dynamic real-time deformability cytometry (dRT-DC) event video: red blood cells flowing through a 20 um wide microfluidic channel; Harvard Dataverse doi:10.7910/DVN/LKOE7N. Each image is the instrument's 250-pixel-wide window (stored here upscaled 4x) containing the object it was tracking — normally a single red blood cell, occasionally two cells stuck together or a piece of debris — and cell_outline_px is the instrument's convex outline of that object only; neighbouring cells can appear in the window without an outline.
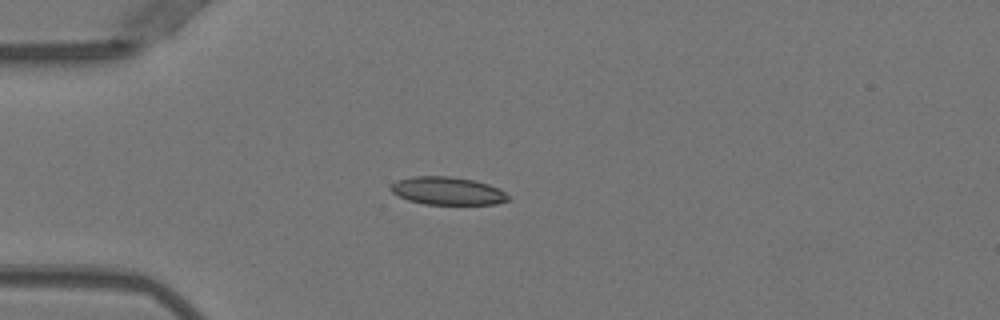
{"species": "Egyptian fruit bat (a non-hibernating species)", "species_latin": "Rousettus aegyptiacus", "temperature_condition": "warm", "stored_images_in_passage": 20, "camera_frame_rate_fps": 3000, "um_per_image_px": 0.085, "animal": {"sex": "female"}, "frame": {"image": 1, "passage_image": 1, "time_ms": 0.0, "image_size_px": [1000, 320], "cell_outline_px": [[508, 200], [496, 204], [424, 204], [408, 200], [392, 192], [388, 188], [396, 180], [412, 176], [448, 176], [472, 180], [488, 184], [500, 188], [508, 196]], "centroid_in_image_um": [38.01, 16.22], "position_along_channel_um": 47.0, "area_um2": 19.02}}
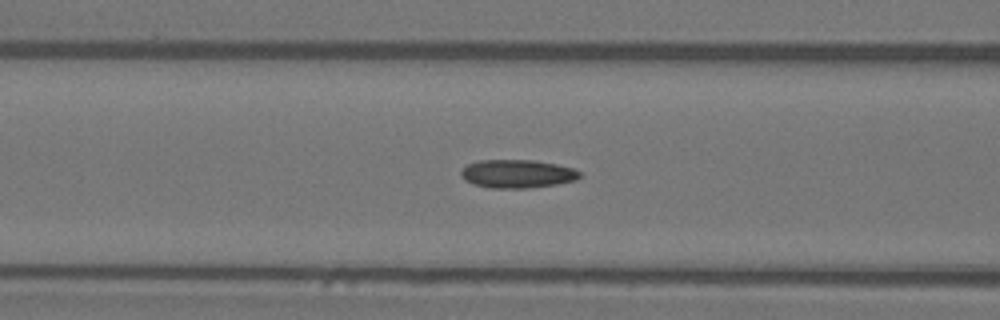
{"frame": {"image": 2, "passage_image": 8, "time_ms": 2.333, "image_size_px": [1000, 320], "cell_outline_px": [[580, 176], [576, 180], [556, 184], [528, 188], [488, 188], [472, 184], [464, 180], [460, 176], [460, 172], [468, 164], [480, 160], [532, 160], [556, 164], [572, 168], [580, 172]], "centroid_in_image_um": [43.93, 14.78], "position_along_channel_um": 122.7, "area_um2": 19.59}}
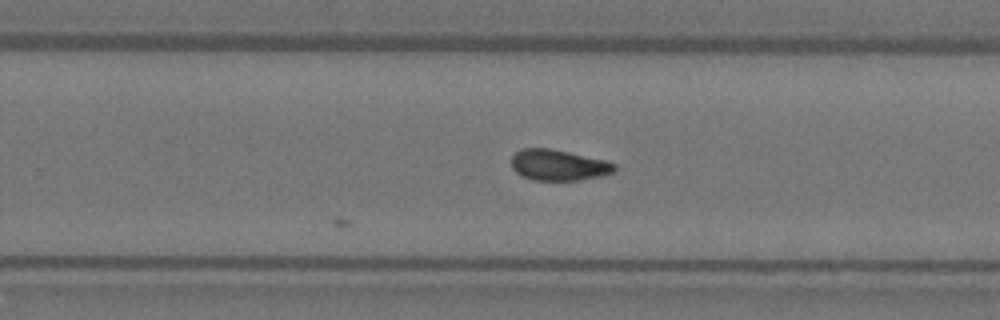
{"frame": {"image": 3, "passage_image": 20, "time_ms": 6.333, "image_size_px": [1000, 320], "cell_outline_px": [[616, 172], [600, 176], [580, 180], [532, 180], [516, 172], [512, 168], [512, 156], [520, 148], [548, 148], [568, 152], [604, 160], [616, 164]], "centroid_in_image_um": [47.47, 14.03], "position_along_channel_um": 282.3, "area_um2": 18.5}}